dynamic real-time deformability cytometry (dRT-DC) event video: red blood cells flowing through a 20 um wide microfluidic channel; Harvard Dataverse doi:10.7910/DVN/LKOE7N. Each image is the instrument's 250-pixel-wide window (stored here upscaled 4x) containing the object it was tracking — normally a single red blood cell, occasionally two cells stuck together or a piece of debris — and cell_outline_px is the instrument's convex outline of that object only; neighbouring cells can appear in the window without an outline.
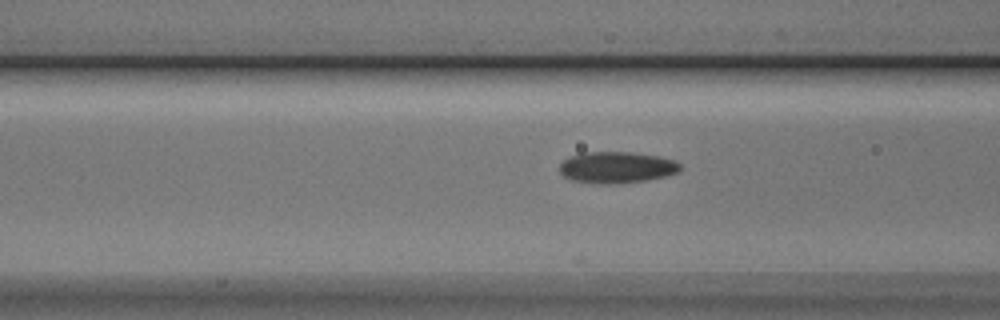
{"species": "Egyptian fruit bat (a non-hibernating species)", "species_latin": "Rousettus aegyptiacus", "temperature_condition": "cold", "stored_images_in_passage": 7, "camera_frame_rate_fps": 3000, "um_per_image_px": 0.085, "animal": {"sex": "male"}, "frame": {"image": 1, "passage_image": 4, "time_ms": 1.0, "image_size_px": [1000, 320], "cell_outline_px": [[680, 168], [676, 172], [664, 176], [648, 180], [620, 184], [596, 184], [572, 180], [564, 176], [560, 172], [560, 164], [564, 160], [580, 152], [632, 152], [660, 156], [672, 160], [680, 164]], "centroid_in_image_um": [52.39, 14.23], "position_along_channel_um": 114.2, "area_um2": 22.14}}